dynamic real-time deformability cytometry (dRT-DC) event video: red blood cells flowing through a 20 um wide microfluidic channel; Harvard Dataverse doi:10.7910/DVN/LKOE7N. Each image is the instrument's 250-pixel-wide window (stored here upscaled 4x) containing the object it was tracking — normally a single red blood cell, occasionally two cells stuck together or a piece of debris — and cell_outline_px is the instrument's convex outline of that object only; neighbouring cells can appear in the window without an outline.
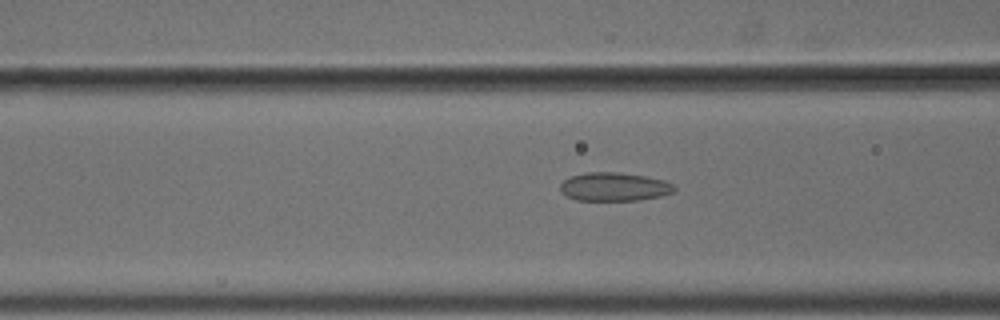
{"species": "common noctule bat (a hibernating species)", "species_latin": "Nyctalus noctula", "temperature_condition": "cold", "stored_images_in_passage": 18, "camera_frame_rate_fps": 3000, "um_per_image_px": 0.085, "animal": {"sex": "male", "body_mass_g": 18.8}, "frame": {"image": 1, "passage_image": 16, "time_ms": 5.0, "image_size_px": [1000, 320], "cell_outline_px": [[676, 192], [660, 196], [636, 200], [576, 200], [560, 192], [560, 184], [568, 176], [588, 172], [620, 172], [644, 176], [664, 180], [672, 184], [676, 188]], "centroid_in_image_um": [52.19, 15.87], "position_along_channel_um": 114.4, "area_um2": 19.02}}